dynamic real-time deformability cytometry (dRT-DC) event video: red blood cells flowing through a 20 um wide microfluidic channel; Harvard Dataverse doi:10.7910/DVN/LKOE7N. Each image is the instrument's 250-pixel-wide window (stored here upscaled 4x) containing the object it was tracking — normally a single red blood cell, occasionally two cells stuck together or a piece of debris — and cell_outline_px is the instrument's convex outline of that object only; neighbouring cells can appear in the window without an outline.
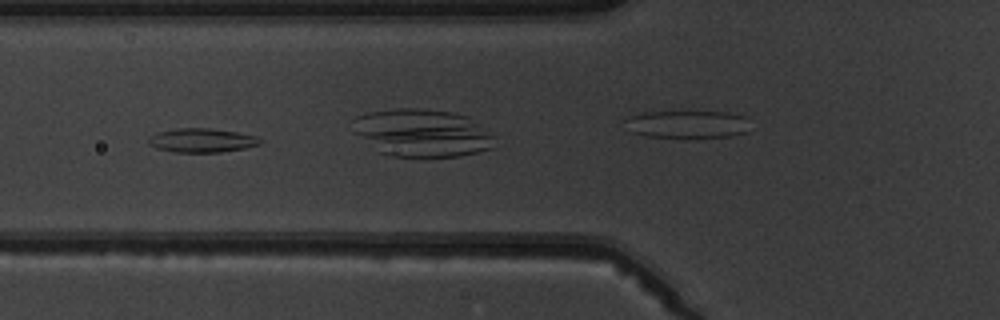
{"species": "common noctule bat (a hibernating species)", "species_latin": "Nyctalus noctula", "temperature_condition": "warm", "stored_images_in_passage": 9, "camera_frame_rate_fps": 3000, "um_per_image_px": 0.085, "animal": {"sex": "male", "body_mass_g": 19.5, "forearm_length_mm": 54.6}, "frame": {"image": 1, "passage_image": 6, "time_ms": 5.667, "image_size_px": [1000, 320], "cell_outline_px": [[260, 144], [244, 148], [220, 152], [176, 152], [156, 148], [148, 144], [148, 140], [152, 136], [160, 132], [176, 128], [208, 128], [236, 132], [256, 136], [260, 140]], "centroid_in_image_um": [17.14, 11.93], "position_along_channel_um": 108.7, "area_um2": 15.32}}
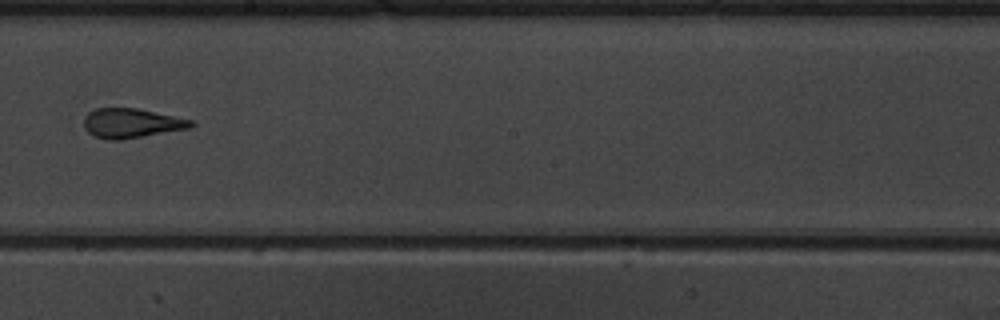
{"frame": {"image": 2, "passage_image": 9, "time_ms": 10.0, "image_size_px": [1000, 320], "cell_outline_px": [[196, 124], [192, 128], [120, 140], [108, 140], [96, 136], [88, 132], [84, 128], [84, 116], [88, 112], [96, 108], [136, 108], [192, 120]], "centroid_in_image_um": [11.17, 10.47], "position_along_channel_um": 237.0, "area_um2": 18.44}}